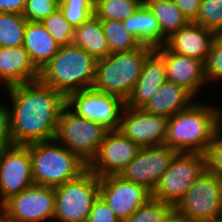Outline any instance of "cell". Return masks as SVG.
Here are the masks:
<instances>
[{"mask_svg": "<svg viewBox=\"0 0 222 222\" xmlns=\"http://www.w3.org/2000/svg\"><path fill=\"white\" fill-rule=\"evenodd\" d=\"M39 79V70L23 46L0 47V84L5 88Z\"/></svg>", "mask_w": 222, "mask_h": 222, "instance_id": "cell-20", "label": "cell"}, {"mask_svg": "<svg viewBox=\"0 0 222 222\" xmlns=\"http://www.w3.org/2000/svg\"><path fill=\"white\" fill-rule=\"evenodd\" d=\"M23 47L40 71L59 51L60 46L41 22L27 21Z\"/></svg>", "mask_w": 222, "mask_h": 222, "instance_id": "cell-22", "label": "cell"}, {"mask_svg": "<svg viewBox=\"0 0 222 222\" xmlns=\"http://www.w3.org/2000/svg\"><path fill=\"white\" fill-rule=\"evenodd\" d=\"M141 147L120 130H110L104 135L96 157L88 168L99 178L119 175L135 158Z\"/></svg>", "mask_w": 222, "mask_h": 222, "instance_id": "cell-15", "label": "cell"}, {"mask_svg": "<svg viewBox=\"0 0 222 222\" xmlns=\"http://www.w3.org/2000/svg\"><path fill=\"white\" fill-rule=\"evenodd\" d=\"M27 0H0V13L22 14Z\"/></svg>", "mask_w": 222, "mask_h": 222, "instance_id": "cell-39", "label": "cell"}, {"mask_svg": "<svg viewBox=\"0 0 222 222\" xmlns=\"http://www.w3.org/2000/svg\"><path fill=\"white\" fill-rule=\"evenodd\" d=\"M207 169L222 179V124L215 130L206 152Z\"/></svg>", "mask_w": 222, "mask_h": 222, "instance_id": "cell-35", "label": "cell"}, {"mask_svg": "<svg viewBox=\"0 0 222 222\" xmlns=\"http://www.w3.org/2000/svg\"><path fill=\"white\" fill-rule=\"evenodd\" d=\"M144 3V0H95L94 15L100 20L124 21Z\"/></svg>", "mask_w": 222, "mask_h": 222, "instance_id": "cell-28", "label": "cell"}, {"mask_svg": "<svg viewBox=\"0 0 222 222\" xmlns=\"http://www.w3.org/2000/svg\"><path fill=\"white\" fill-rule=\"evenodd\" d=\"M87 222H120L108 204L100 197L94 201Z\"/></svg>", "mask_w": 222, "mask_h": 222, "instance_id": "cell-36", "label": "cell"}, {"mask_svg": "<svg viewBox=\"0 0 222 222\" xmlns=\"http://www.w3.org/2000/svg\"><path fill=\"white\" fill-rule=\"evenodd\" d=\"M166 222H190V221H188L186 218H183L174 212Z\"/></svg>", "mask_w": 222, "mask_h": 222, "instance_id": "cell-40", "label": "cell"}, {"mask_svg": "<svg viewBox=\"0 0 222 222\" xmlns=\"http://www.w3.org/2000/svg\"><path fill=\"white\" fill-rule=\"evenodd\" d=\"M3 104L0 103V148L12 145L10 114L8 105Z\"/></svg>", "mask_w": 222, "mask_h": 222, "instance_id": "cell-37", "label": "cell"}, {"mask_svg": "<svg viewBox=\"0 0 222 222\" xmlns=\"http://www.w3.org/2000/svg\"><path fill=\"white\" fill-rule=\"evenodd\" d=\"M26 25L22 14L0 13V47L23 46Z\"/></svg>", "mask_w": 222, "mask_h": 222, "instance_id": "cell-27", "label": "cell"}, {"mask_svg": "<svg viewBox=\"0 0 222 222\" xmlns=\"http://www.w3.org/2000/svg\"><path fill=\"white\" fill-rule=\"evenodd\" d=\"M195 101L168 119L164 145L177 152L206 154L215 130L222 124V109Z\"/></svg>", "mask_w": 222, "mask_h": 222, "instance_id": "cell-2", "label": "cell"}, {"mask_svg": "<svg viewBox=\"0 0 222 222\" xmlns=\"http://www.w3.org/2000/svg\"><path fill=\"white\" fill-rule=\"evenodd\" d=\"M174 212V206L151 197L139 209L120 222H166Z\"/></svg>", "mask_w": 222, "mask_h": 222, "instance_id": "cell-29", "label": "cell"}, {"mask_svg": "<svg viewBox=\"0 0 222 222\" xmlns=\"http://www.w3.org/2000/svg\"><path fill=\"white\" fill-rule=\"evenodd\" d=\"M94 5V0H60L59 8L64 18L76 28L94 15Z\"/></svg>", "mask_w": 222, "mask_h": 222, "instance_id": "cell-31", "label": "cell"}, {"mask_svg": "<svg viewBox=\"0 0 222 222\" xmlns=\"http://www.w3.org/2000/svg\"><path fill=\"white\" fill-rule=\"evenodd\" d=\"M146 7L156 17L161 31V46L189 21L172 0H144Z\"/></svg>", "mask_w": 222, "mask_h": 222, "instance_id": "cell-25", "label": "cell"}, {"mask_svg": "<svg viewBox=\"0 0 222 222\" xmlns=\"http://www.w3.org/2000/svg\"><path fill=\"white\" fill-rule=\"evenodd\" d=\"M97 60L74 44L60 46L57 54L39 71V81L65 97L93 86Z\"/></svg>", "mask_w": 222, "mask_h": 222, "instance_id": "cell-3", "label": "cell"}, {"mask_svg": "<svg viewBox=\"0 0 222 222\" xmlns=\"http://www.w3.org/2000/svg\"><path fill=\"white\" fill-rule=\"evenodd\" d=\"M99 196L115 216L122 220L145 204L152 197V192L120 175H108L99 178Z\"/></svg>", "mask_w": 222, "mask_h": 222, "instance_id": "cell-14", "label": "cell"}, {"mask_svg": "<svg viewBox=\"0 0 222 222\" xmlns=\"http://www.w3.org/2000/svg\"><path fill=\"white\" fill-rule=\"evenodd\" d=\"M177 153L175 149L165 145L141 147L119 175L153 192Z\"/></svg>", "mask_w": 222, "mask_h": 222, "instance_id": "cell-12", "label": "cell"}, {"mask_svg": "<svg viewBox=\"0 0 222 222\" xmlns=\"http://www.w3.org/2000/svg\"><path fill=\"white\" fill-rule=\"evenodd\" d=\"M73 44L83 48L96 60L105 58L109 54L101 20L95 15L75 28Z\"/></svg>", "mask_w": 222, "mask_h": 222, "instance_id": "cell-24", "label": "cell"}, {"mask_svg": "<svg viewBox=\"0 0 222 222\" xmlns=\"http://www.w3.org/2000/svg\"><path fill=\"white\" fill-rule=\"evenodd\" d=\"M101 24L109 47V54L130 51L141 45L136 37L126 31L122 21L101 20Z\"/></svg>", "mask_w": 222, "mask_h": 222, "instance_id": "cell-26", "label": "cell"}, {"mask_svg": "<svg viewBox=\"0 0 222 222\" xmlns=\"http://www.w3.org/2000/svg\"><path fill=\"white\" fill-rule=\"evenodd\" d=\"M204 66L207 83L222 80V34H216Z\"/></svg>", "mask_w": 222, "mask_h": 222, "instance_id": "cell-33", "label": "cell"}, {"mask_svg": "<svg viewBox=\"0 0 222 222\" xmlns=\"http://www.w3.org/2000/svg\"><path fill=\"white\" fill-rule=\"evenodd\" d=\"M176 3L183 13V15L188 19V21L193 22L198 14L201 0H172Z\"/></svg>", "mask_w": 222, "mask_h": 222, "instance_id": "cell-38", "label": "cell"}, {"mask_svg": "<svg viewBox=\"0 0 222 222\" xmlns=\"http://www.w3.org/2000/svg\"><path fill=\"white\" fill-rule=\"evenodd\" d=\"M60 0H27L22 15L31 22H41L59 9Z\"/></svg>", "mask_w": 222, "mask_h": 222, "instance_id": "cell-34", "label": "cell"}, {"mask_svg": "<svg viewBox=\"0 0 222 222\" xmlns=\"http://www.w3.org/2000/svg\"><path fill=\"white\" fill-rule=\"evenodd\" d=\"M33 184L29 148L24 145L0 148V205Z\"/></svg>", "mask_w": 222, "mask_h": 222, "instance_id": "cell-13", "label": "cell"}, {"mask_svg": "<svg viewBox=\"0 0 222 222\" xmlns=\"http://www.w3.org/2000/svg\"><path fill=\"white\" fill-rule=\"evenodd\" d=\"M164 59L166 79L188 90L194 97L207 86L204 62L170 51L165 45L155 48Z\"/></svg>", "mask_w": 222, "mask_h": 222, "instance_id": "cell-17", "label": "cell"}, {"mask_svg": "<svg viewBox=\"0 0 222 222\" xmlns=\"http://www.w3.org/2000/svg\"><path fill=\"white\" fill-rule=\"evenodd\" d=\"M193 22L213 30L216 34H222V0H201Z\"/></svg>", "mask_w": 222, "mask_h": 222, "instance_id": "cell-32", "label": "cell"}, {"mask_svg": "<svg viewBox=\"0 0 222 222\" xmlns=\"http://www.w3.org/2000/svg\"><path fill=\"white\" fill-rule=\"evenodd\" d=\"M54 192L55 222H87L99 196V177L88 168L76 179L54 187Z\"/></svg>", "mask_w": 222, "mask_h": 222, "instance_id": "cell-7", "label": "cell"}, {"mask_svg": "<svg viewBox=\"0 0 222 222\" xmlns=\"http://www.w3.org/2000/svg\"><path fill=\"white\" fill-rule=\"evenodd\" d=\"M174 210L190 222H220L222 179L206 169L189 187Z\"/></svg>", "mask_w": 222, "mask_h": 222, "instance_id": "cell-6", "label": "cell"}, {"mask_svg": "<svg viewBox=\"0 0 222 222\" xmlns=\"http://www.w3.org/2000/svg\"><path fill=\"white\" fill-rule=\"evenodd\" d=\"M166 116L146 112L142 108L124 107L119 130L140 147L164 145L167 134Z\"/></svg>", "mask_w": 222, "mask_h": 222, "instance_id": "cell-16", "label": "cell"}, {"mask_svg": "<svg viewBox=\"0 0 222 222\" xmlns=\"http://www.w3.org/2000/svg\"><path fill=\"white\" fill-rule=\"evenodd\" d=\"M10 96L12 145L55 139L66 97L39 80L6 88Z\"/></svg>", "mask_w": 222, "mask_h": 222, "instance_id": "cell-1", "label": "cell"}, {"mask_svg": "<svg viewBox=\"0 0 222 222\" xmlns=\"http://www.w3.org/2000/svg\"><path fill=\"white\" fill-rule=\"evenodd\" d=\"M26 146L30 152L32 178L35 185L54 188L76 179L88 169L87 163L56 139Z\"/></svg>", "mask_w": 222, "mask_h": 222, "instance_id": "cell-5", "label": "cell"}, {"mask_svg": "<svg viewBox=\"0 0 222 222\" xmlns=\"http://www.w3.org/2000/svg\"><path fill=\"white\" fill-rule=\"evenodd\" d=\"M166 80L164 59L154 50L145 60L142 72L125 101V106L143 108Z\"/></svg>", "mask_w": 222, "mask_h": 222, "instance_id": "cell-19", "label": "cell"}, {"mask_svg": "<svg viewBox=\"0 0 222 222\" xmlns=\"http://www.w3.org/2000/svg\"><path fill=\"white\" fill-rule=\"evenodd\" d=\"M195 97L185 88L166 80L152 99L142 108L148 113L170 118L191 106Z\"/></svg>", "mask_w": 222, "mask_h": 222, "instance_id": "cell-21", "label": "cell"}, {"mask_svg": "<svg viewBox=\"0 0 222 222\" xmlns=\"http://www.w3.org/2000/svg\"><path fill=\"white\" fill-rule=\"evenodd\" d=\"M66 105L78 116L94 121L110 131L119 130L125 101L90 87L70 93L66 97Z\"/></svg>", "mask_w": 222, "mask_h": 222, "instance_id": "cell-10", "label": "cell"}, {"mask_svg": "<svg viewBox=\"0 0 222 222\" xmlns=\"http://www.w3.org/2000/svg\"><path fill=\"white\" fill-rule=\"evenodd\" d=\"M41 23L59 46L73 44L75 28L64 18L60 8Z\"/></svg>", "mask_w": 222, "mask_h": 222, "instance_id": "cell-30", "label": "cell"}, {"mask_svg": "<svg viewBox=\"0 0 222 222\" xmlns=\"http://www.w3.org/2000/svg\"><path fill=\"white\" fill-rule=\"evenodd\" d=\"M0 212L10 222H51L55 212L54 188L33 184L5 200Z\"/></svg>", "mask_w": 222, "mask_h": 222, "instance_id": "cell-11", "label": "cell"}, {"mask_svg": "<svg viewBox=\"0 0 222 222\" xmlns=\"http://www.w3.org/2000/svg\"><path fill=\"white\" fill-rule=\"evenodd\" d=\"M0 222H10V221L0 212Z\"/></svg>", "mask_w": 222, "mask_h": 222, "instance_id": "cell-41", "label": "cell"}, {"mask_svg": "<svg viewBox=\"0 0 222 222\" xmlns=\"http://www.w3.org/2000/svg\"><path fill=\"white\" fill-rule=\"evenodd\" d=\"M206 169V154L178 152L154 188L152 197L175 207Z\"/></svg>", "mask_w": 222, "mask_h": 222, "instance_id": "cell-9", "label": "cell"}, {"mask_svg": "<svg viewBox=\"0 0 222 222\" xmlns=\"http://www.w3.org/2000/svg\"><path fill=\"white\" fill-rule=\"evenodd\" d=\"M127 32L136 37L141 44L154 48L161 46V31L154 14L143 3L136 12L122 21Z\"/></svg>", "mask_w": 222, "mask_h": 222, "instance_id": "cell-23", "label": "cell"}, {"mask_svg": "<svg viewBox=\"0 0 222 222\" xmlns=\"http://www.w3.org/2000/svg\"><path fill=\"white\" fill-rule=\"evenodd\" d=\"M215 36L216 33L213 30L189 21L173 33L164 45L174 53L186 55L205 63Z\"/></svg>", "mask_w": 222, "mask_h": 222, "instance_id": "cell-18", "label": "cell"}, {"mask_svg": "<svg viewBox=\"0 0 222 222\" xmlns=\"http://www.w3.org/2000/svg\"><path fill=\"white\" fill-rule=\"evenodd\" d=\"M107 131L102 125L78 116L65 105L59 116L55 139L89 165Z\"/></svg>", "mask_w": 222, "mask_h": 222, "instance_id": "cell-8", "label": "cell"}, {"mask_svg": "<svg viewBox=\"0 0 222 222\" xmlns=\"http://www.w3.org/2000/svg\"><path fill=\"white\" fill-rule=\"evenodd\" d=\"M155 50L141 44L138 48L108 54L96 63L93 88L126 101L138 80L143 64Z\"/></svg>", "mask_w": 222, "mask_h": 222, "instance_id": "cell-4", "label": "cell"}]
</instances>
